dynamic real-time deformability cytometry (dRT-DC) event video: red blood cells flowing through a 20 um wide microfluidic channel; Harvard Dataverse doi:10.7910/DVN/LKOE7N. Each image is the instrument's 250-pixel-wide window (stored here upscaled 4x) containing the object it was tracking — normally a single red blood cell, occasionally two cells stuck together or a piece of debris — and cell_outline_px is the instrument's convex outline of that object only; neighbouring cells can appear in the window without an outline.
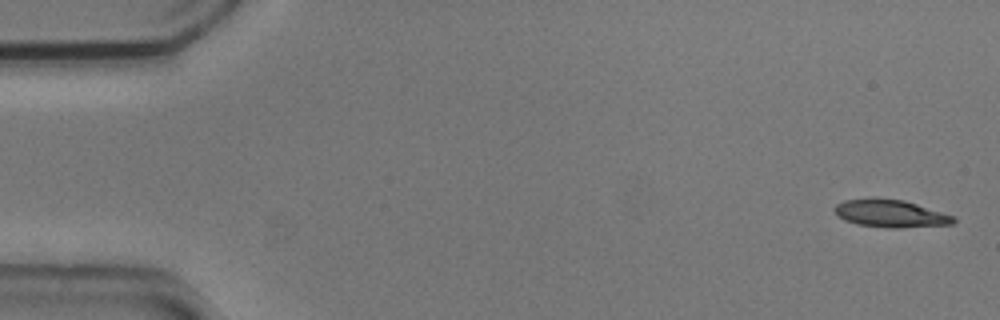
{"species": "common noctule bat (a hibernating species)", "species_latin": "Nyctalus noctula", "temperature_condition": "cold", "stored_images_in_passage": 5, "camera_frame_rate_fps": 3000, "um_per_image_px": 0.085, "animal": {"sex": "male", "body_mass_g": 20.5, "forearm_length_mm": 52.5}, "frame": {"image": 1, "passage_image": 1, "time_ms": 0.0, "image_size_px": [1000, 320], "cell_outline_px": [[956, 220], [952, 224], [900, 228], [888, 228], [856, 224], [844, 220], [836, 216], [832, 208], [836, 204], [844, 200], [904, 200], [956, 216]], "centroid_in_image_um": [75.7, 18.18], "position_along_channel_um": 9.3, "area_um2": 18.84}}
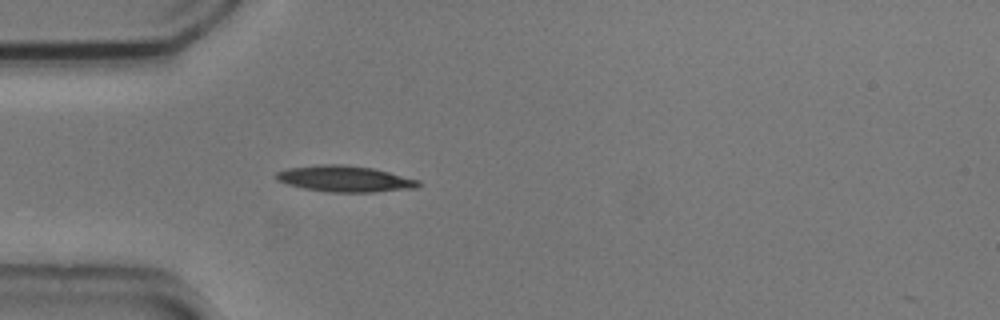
{"frame": {"image": 2, "passage_image": 5, "time_ms": 1.333, "image_size_px": [1000, 320], "cell_outline_px": [[424, 184], [416, 188], [372, 192], [332, 192], [304, 188], [288, 184], [276, 180], [276, 172], [288, 168], [320, 164], [340, 164], [372, 168], [420, 180]], "centroid_in_image_um": [29.34, 15.2], "position_along_channel_um": 55.7, "area_um2": 21.56}}